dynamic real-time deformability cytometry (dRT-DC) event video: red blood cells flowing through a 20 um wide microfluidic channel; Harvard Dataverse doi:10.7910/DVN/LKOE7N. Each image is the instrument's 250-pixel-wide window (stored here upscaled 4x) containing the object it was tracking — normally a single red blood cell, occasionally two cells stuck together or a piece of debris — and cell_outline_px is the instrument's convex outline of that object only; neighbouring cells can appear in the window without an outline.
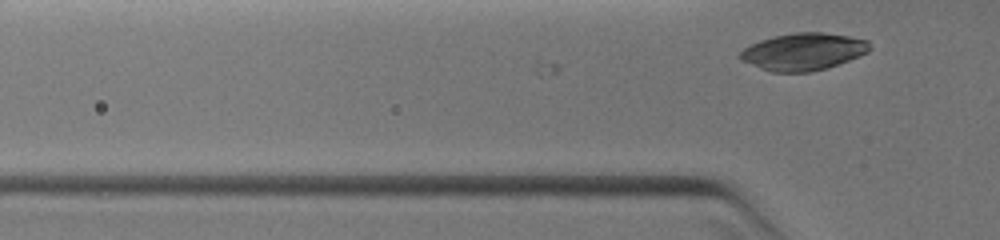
{"species": "common noctule bat (a hibernating species)", "species_latin": "Nyctalus noctula", "temperature_condition": "warm", "stored_images_in_passage": 3, "camera_frame_rate_fps": 3000, "um_per_image_px": 0.085, "animal": {"sex": "female", "body_mass_g": 19.0, "forearm_length_mm": 51.5}, "frame": {"image": 1, "passage_image": 3, "time_ms": 0.667, "image_size_px": [1000, 240], "cell_outline_px": [[872, 48], [868, 52], [848, 60], [824, 68], [808, 72], [772, 72], [760, 68], [740, 60], [736, 56], [744, 48], [760, 40], [772, 36], [792, 32], [824, 32], [848, 36], [868, 40]], "centroid_in_image_um": [68.25, 4.37], "position_along_channel_um": 57.5, "area_um2": 28.09}}